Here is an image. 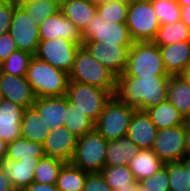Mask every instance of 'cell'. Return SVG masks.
I'll use <instances>...</instances> for the list:
<instances>
[{
  "instance_id": "obj_1",
  "label": "cell",
  "mask_w": 190,
  "mask_h": 191,
  "mask_svg": "<svg viewBox=\"0 0 190 191\" xmlns=\"http://www.w3.org/2000/svg\"><path fill=\"white\" fill-rule=\"evenodd\" d=\"M170 75L118 76L115 96L128 106L146 111L168 99Z\"/></svg>"
},
{
  "instance_id": "obj_2",
  "label": "cell",
  "mask_w": 190,
  "mask_h": 191,
  "mask_svg": "<svg viewBox=\"0 0 190 191\" xmlns=\"http://www.w3.org/2000/svg\"><path fill=\"white\" fill-rule=\"evenodd\" d=\"M35 97L64 96L67 93L69 74L33 56L26 72Z\"/></svg>"
},
{
  "instance_id": "obj_3",
  "label": "cell",
  "mask_w": 190,
  "mask_h": 191,
  "mask_svg": "<svg viewBox=\"0 0 190 191\" xmlns=\"http://www.w3.org/2000/svg\"><path fill=\"white\" fill-rule=\"evenodd\" d=\"M69 81L88 84L109 91L113 96L116 92L117 77L82 45L76 52Z\"/></svg>"
},
{
  "instance_id": "obj_4",
  "label": "cell",
  "mask_w": 190,
  "mask_h": 191,
  "mask_svg": "<svg viewBox=\"0 0 190 191\" xmlns=\"http://www.w3.org/2000/svg\"><path fill=\"white\" fill-rule=\"evenodd\" d=\"M168 75L161 57L159 46L153 41L133 42L129 49L125 71L120 76L147 77Z\"/></svg>"
},
{
  "instance_id": "obj_5",
  "label": "cell",
  "mask_w": 190,
  "mask_h": 191,
  "mask_svg": "<svg viewBox=\"0 0 190 191\" xmlns=\"http://www.w3.org/2000/svg\"><path fill=\"white\" fill-rule=\"evenodd\" d=\"M136 108L122 103L115 95L106 103L94 123V129L107 141L127 136L132 115Z\"/></svg>"
},
{
  "instance_id": "obj_6",
  "label": "cell",
  "mask_w": 190,
  "mask_h": 191,
  "mask_svg": "<svg viewBox=\"0 0 190 191\" xmlns=\"http://www.w3.org/2000/svg\"><path fill=\"white\" fill-rule=\"evenodd\" d=\"M126 24L133 42L153 41L160 22L151 0H131Z\"/></svg>"
},
{
  "instance_id": "obj_7",
  "label": "cell",
  "mask_w": 190,
  "mask_h": 191,
  "mask_svg": "<svg viewBox=\"0 0 190 191\" xmlns=\"http://www.w3.org/2000/svg\"><path fill=\"white\" fill-rule=\"evenodd\" d=\"M107 142L95 129L79 137L71 163L89 173L101 172L105 167Z\"/></svg>"
},
{
  "instance_id": "obj_8",
  "label": "cell",
  "mask_w": 190,
  "mask_h": 191,
  "mask_svg": "<svg viewBox=\"0 0 190 191\" xmlns=\"http://www.w3.org/2000/svg\"><path fill=\"white\" fill-rule=\"evenodd\" d=\"M66 96L95 123L113 95L95 86L69 81Z\"/></svg>"
},
{
  "instance_id": "obj_9",
  "label": "cell",
  "mask_w": 190,
  "mask_h": 191,
  "mask_svg": "<svg viewBox=\"0 0 190 191\" xmlns=\"http://www.w3.org/2000/svg\"><path fill=\"white\" fill-rule=\"evenodd\" d=\"M82 42H106L120 46H132L126 23L104 22L98 12L81 32Z\"/></svg>"
},
{
  "instance_id": "obj_10",
  "label": "cell",
  "mask_w": 190,
  "mask_h": 191,
  "mask_svg": "<svg viewBox=\"0 0 190 191\" xmlns=\"http://www.w3.org/2000/svg\"><path fill=\"white\" fill-rule=\"evenodd\" d=\"M80 46L64 38L40 40L35 56L69 74Z\"/></svg>"
},
{
  "instance_id": "obj_11",
  "label": "cell",
  "mask_w": 190,
  "mask_h": 191,
  "mask_svg": "<svg viewBox=\"0 0 190 191\" xmlns=\"http://www.w3.org/2000/svg\"><path fill=\"white\" fill-rule=\"evenodd\" d=\"M39 25L36 20L16 4L9 28V33L16 43L17 49L35 56L40 43Z\"/></svg>"
},
{
  "instance_id": "obj_12",
  "label": "cell",
  "mask_w": 190,
  "mask_h": 191,
  "mask_svg": "<svg viewBox=\"0 0 190 191\" xmlns=\"http://www.w3.org/2000/svg\"><path fill=\"white\" fill-rule=\"evenodd\" d=\"M186 135L184 124L158 130L151 149L164 163L181 161L184 158Z\"/></svg>"
},
{
  "instance_id": "obj_13",
  "label": "cell",
  "mask_w": 190,
  "mask_h": 191,
  "mask_svg": "<svg viewBox=\"0 0 190 191\" xmlns=\"http://www.w3.org/2000/svg\"><path fill=\"white\" fill-rule=\"evenodd\" d=\"M83 46L116 77L124 73L129 49L132 46H120L106 42H84Z\"/></svg>"
},
{
  "instance_id": "obj_14",
  "label": "cell",
  "mask_w": 190,
  "mask_h": 191,
  "mask_svg": "<svg viewBox=\"0 0 190 191\" xmlns=\"http://www.w3.org/2000/svg\"><path fill=\"white\" fill-rule=\"evenodd\" d=\"M77 142L78 137L66 126H63L50 131L42 145L47 157L71 163Z\"/></svg>"
},
{
  "instance_id": "obj_15",
  "label": "cell",
  "mask_w": 190,
  "mask_h": 191,
  "mask_svg": "<svg viewBox=\"0 0 190 191\" xmlns=\"http://www.w3.org/2000/svg\"><path fill=\"white\" fill-rule=\"evenodd\" d=\"M40 40L64 38L83 45L80 30L74 23L64 17L61 11L46 18L38 28Z\"/></svg>"
},
{
  "instance_id": "obj_16",
  "label": "cell",
  "mask_w": 190,
  "mask_h": 191,
  "mask_svg": "<svg viewBox=\"0 0 190 191\" xmlns=\"http://www.w3.org/2000/svg\"><path fill=\"white\" fill-rule=\"evenodd\" d=\"M0 89L4 99L12 101L25 109L34 104L36 97L26 76L6 74L0 70Z\"/></svg>"
},
{
  "instance_id": "obj_17",
  "label": "cell",
  "mask_w": 190,
  "mask_h": 191,
  "mask_svg": "<svg viewBox=\"0 0 190 191\" xmlns=\"http://www.w3.org/2000/svg\"><path fill=\"white\" fill-rule=\"evenodd\" d=\"M168 75H183L190 66V40L159 47Z\"/></svg>"
},
{
  "instance_id": "obj_18",
  "label": "cell",
  "mask_w": 190,
  "mask_h": 191,
  "mask_svg": "<svg viewBox=\"0 0 190 191\" xmlns=\"http://www.w3.org/2000/svg\"><path fill=\"white\" fill-rule=\"evenodd\" d=\"M43 117L50 131L65 124L67 96L36 97L32 105Z\"/></svg>"
},
{
  "instance_id": "obj_19",
  "label": "cell",
  "mask_w": 190,
  "mask_h": 191,
  "mask_svg": "<svg viewBox=\"0 0 190 191\" xmlns=\"http://www.w3.org/2000/svg\"><path fill=\"white\" fill-rule=\"evenodd\" d=\"M158 129L146 113L136 109L132 115L127 136L140 148L151 149Z\"/></svg>"
},
{
  "instance_id": "obj_20",
  "label": "cell",
  "mask_w": 190,
  "mask_h": 191,
  "mask_svg": "<svg viewBox=\"0 0 190 191\" xmlns=\"http://www.w3.org/2000/svg\"><path fill=\"white\" fill-rule=\"evenodd\" d=\"M25 108L3 99L0 103V138L7 143L21 137L20 125Z\"/></svg>"
},
{
  "instance_id": "obj_21",
  "label": "cell",
  "mask_w": 190,
  "mask_h": 191,
  "mask_svg": "<svg viewBox=\"0 0 190 191\" xmlns=\"http://www.w3.org/2000/svg\"><path fill=\"white\" fill-rule=\"evenodd\" d=\"M41 158L8 161L0 164L16 191H22L34 182V170Z\"/></svg>"
},
{
  "instance_id": "obj_22",
  "label": "cell",
  "mask_w": 190,
  "mask_h": 191,
  "mask_svg": "<svg viewBox=\"0 0 190 191\" xmlns=\"http://www.w3.org/2000/svg\"><path fill=\"white\" fill-rule=\"evenodd\" d=\"M60 11L82 32L97 13V6L89 0H60Z\"/></svg>"
},
{
  "instance_id": "obj_23",
  "label": "cell",
  "mask_w": 190,
  "mask_h": 191,
  "mask_svg": "<svg viewBox=\"0 0 190 191\" xmlns=\"http://www.w3.org/2000/svg\"><path fill=\"white\" fill-rule=\"evenodd\" d=\"M140 148L128 137L108 141L105 155V166L129 165L130 160Z\"/></svg>"
},
{
  "instance_id": "obj_24",
  "label": "cell",
  "mask_w": 190,
  "mask_h": 191,
  "mask_svg": "<svg viewBox=\"0 0 190 191\" xmlns=\"http://www.w3.org/2000/svg\"><path fill=\"white\" fill-rule=\"evenodd\" d=\"M164 165L165 163L152 149H140L129 162V168L136 181H141L153 176Z\"/></svg>"
},
{
  "instance_id": "obj_25",
  "label": "cell",
  "mask_w": 190,
  "mask_h": 191,
  "mask_svg": "<svg viewBox=\"0 0 190 191\" xmlns=\"http://www.w3.org/2000/svg\"><path fill=\"white\" fill-rule=\"evenodd\" d=\"M21 137L29 141L43 143L50 132L43 117L33 107L25 109L20 125Z\"/></svg>"
},
{
  "instance_id": "obj_26",
  "label": "cell",
  "mask_w": 190,
  "mask_h": 191,
  "mask_svg": "<svg viewBox=\"0 0 190 191\" xmlns=\"http://www.w3.org/2000/svg\"><path fill=\"white\" fill-rule=\"evenodd\" d=\"M167 100L184 118L190 115V83L184 75L170 76Z\"/></svg>"
},
{
  "instance_id": "obj_27",
  "label": "cell",
  "mask_w": 190,
  "mask_h": 191,
  "mask_svg": "<svg viewBox=\"0 0 190 191\" xmlns=\"http://www.w3.org/2000/svg\"><path fill=\"white\" fill-rule=\"evenodd\" d=\"M146 113L158 130L184 124V116L168 100L146 110Z\"/></svg>"
},
{
  "instance_id": "obj_28",
  "label": "cell",
  "mask_w": 190,
  "mask_h": 191,
  "mask_svg": "<svg viewBox=\"0 0 190 191\" xmlns=\"http://www.w3.org/2000/svg\"><path fill=\"white\" fill-rule=\"evenodd\" d=\"M45 152L42 143L29 141L23 137L8 143L6 160L20 161L34 158H44Z\"/></svg>"
},
{
  "instance_id": "obj_29",
  "label": "cell",
  "mask_w": 190,
  "mask_h": 191,
  "mask_svg": "<svg viewBox=\"0 0 190 191\" xmlns=\"http://www.w3.org/2000/svg\"><path fill=\"white\" fill-rule=\"evenodd\" d=\"M88 173L72 163H64L58 174L57 189L59 191H83Z\"/></svg>"
},
{
  "instance_id": "obj_30",
  "label": "cell",
  "mask_w": 190,
  "mask_h": 191,
  "mask_svg": "<svg viewBox=\"0 0 190 191\" xmlns=\"http://www.w3.org/2000/svg\"><path fill=\"white\" fill-rule=\"evenodd\" d=\"M184 40H190V29L179 20L172 24L160 25L153 42L160 47Z\"/></svg>"
},
{
  "instance_id": "obj_31",
  "label": "cell",
  "mask_w": 190,
  "mask_h": 191,
  "mask_svg": "<svg viewBox=\"0 0 190 191\" xmlns=\"http://www.w3.org/2000/svg\"><path fill=\"white\" fill-rule=\"evenodd\" d=\"M65 120L64 126L78 138L94 130V122L68 98Z\"/></svg>"
},
{
  "instance_id": "obj_32",
  "label": "cell",
  "mask_w": 190,
  "mask_h": 191,
  "mask_svg": "<svg viewBox=\"0 0 190 191\" xmlns=\"http://www.w3.org/2000/svg\"><path fill=\"white\" fill-rule=\"evenodd\" d=\"M27 15L40 25L46 18L60 11V0H37L31 2H17Z\"/></svg>"
},
{
  "instance_id": "obj_33",
  "label": "cell",
  "mask_w": 190,
  "mask_h": 191,
  "mask_svg": "<svg viewBox=\"0 0 190 191\" xmlns=\"http://www.w3.org/2000/svg\"><path fill=\"white\" fill-rule=\"evenodd\" d=\"M100 173L113 191L118 188L131 187V182L136 180L129 165L105 166Z\"/></svg>"
},
{
  "instance_id": "obj_34",
  "label": "cell",
  "mask_w": 190,
  "mask_h": 191,
  "mask_svg": "<svg viewBox=\"0 0 190 191\" xmlns=\"http://www.w3.org/2000/svg\"><path fill=\"white\" fill-rule=\"evenodd\" d=\"M64 162L52 157L41 158L34 170V182L56 184L59 171Z\"/></svg>"
},
{
  "instance_id": "obj_35",
  "label": "cell",
  "mask_w": 190,
  "mask_h": 191,
  "mask_svg": "<svg viewBox=\"0 0 190 191\" xmlns=\"http://www.w3.org/2000/svg\"><path fill=\"white\" fill-rule=\"evenodd\" d=\"M129 0L112 1L100 6H97V12L107 23H126Z\"/></svg>"
},
{
  "instance_id": "obj_36",
  "label": "cell",
  "mask_w": 190,
  "mask_h": 191,
  "mask_svg": "<svg viewBox=\"0 0 190 191\" xmlns=\"http://www.w3.org/2000/svg\"><path fill=\"white\" fill-rule=\"evenodd\" d=\"M160 25L172 24L181 20L182 7L177 0H151Z\"/></svg>"
},
{
  "instance_id": "obj_37",
  "label": "cell",
  "mask_w": 190,
  "mask_h": 191,
  "mask_svg": "<svg viewBox=\"0 0 190 191\" xmlns=\"http://www.w3.org/2000/svg\"><path fill=\"white\" fill-rule=\"evenodd\" d=\"M32 57L33 55L27 52L16 50L0 64V70L6 74L25 76Z\"/></svg>"
},
{
  "instance_id": "obj_38",
  "label": "cell",
  "mask_w": 190,
  "mask_h": 191,
  "mask_svg": "<svg viewBox=\"0 0 190 191\" xmlns=\"http://www.w3.org/2000/svg\"><path fill=\"white\" fill-rule=\"evenodd\" d=\"M164 166L169 176L170 191H190V176L181 161L167 162Z\"/></svg>"
},
{
  "instance_id": "obj_39",
  "label": "cell",
  "mask_w": 190,
  "mask_h": 191,
  "mask_svg": "<svg viewBox=\"0 0 190 191\" xmlns=\"http://www.w3.org/2000/svg\"><path fill=\"white\" fill-rule=\"evenodd\" d=\"M148 191H170L167 168L163 166L153 176L139 181Z\"/></svg>"
},
{
  "instance_id": "obj_40",
  "label": "cell",
  "mask_w": 190,
  "mask_h": 191,
  "mask_svg": "<svg viewBox=\"0 0 190 191\" xmlns=\"http://www.w3.org/2000/svg\"><path fill=\"white\" fill-rule=\"evenodd\" d=\"M16 4L15 0H0V35L9 32Z\"/></svg>"
},
{
  "instance_id": "obj_41",
  "label": "cell",
  "mask_w": 190,
  "mask_h": 191,
  "mask_svg": "<svg viewBox=\"0 0 190 191\" xmlns=\"http://www.w3.org/2000/svg\"><path fill=\"white\" fill-rule=\"evenodd\" d=\"M83 191H113L100 172L88 173Z\"/></svg>"
},
{
  "instance_id": "obj_42",
  "label": "cell",
  "mask_w": 190,
  "mask_h": 191,
  "mask_svg": "<svg viewBox=\"0 0 190 191\" xmlns=\"http://www.w3.org/2000/svg\"><path fill=\"white\" fill-rule=\"evenodd\" d=\"M18 50L9 32L0 35V64L14 51Z\"/></svg>"
},
{
  "instance_id": "obj_43",
  "label": "cell",
  "mask_w": 190,
  "mask_h": 191,
  "mask_svg": "<svg viewBox=\"0 0 190 191\" xmlns=\"http://www.w3.org/2000/svg\"><path fill=\"white\" fill-rule=\"evenodd\" d=\"M22 191H59L56 184H45L33 182L30 186L24 188Z\"/></svg>"
},
{
  "instance_id": "obj_44",
  "label": "cell",
  "mask_w": 190,
  "mask_h": 191,
  "mask_svg": "<svg viewBox=\"0 0 190 191\" xmlns=\"http://www.w3.org/2000/svg\"><path fill=\"white\" fill-rule=\"evenodd\" d=\"M0 191H16L8 179L6 172L0 166Z\"/></svg>"
},
{
  "instance_id": "obj_45",
  "label": "cell",
  "mask_w": 190,
  "mask_h": 191,
  "mask_svg": "<svg viewBox=\"0 0 190 191\" xmlns=\"http://www.w3.org/2000/svg\"><path fill=\"white\" fill-rule=\"evenodd\" d=\"M180 17H181V20L190 29V5L182 7Z\"/></svg>"
},
{
  "instance_id": "obj_46",
  "label": "cell",
  "mask_w": 190,
  "mask_h": 191,
  "mask_svg": "<svg viewBox=\"0 0 190 191\" xmlns=\"http://www.w3.org/2000/svg\"><path fill=\"white\" fill-rule=\"evenodd\" d=\"M8 143L0 138V164L6 160Z\"/></svg>"
},
{
  "instance_id": "obj_47",
  "label": "cell",
  "mask_w": 190,
  "mask_h": 191,
  "mask_svg": "<svg viewBox=\"0 0 190 191\" xmlns=\"http://www.w3.org/2000/svg\"><path fill=\"white\" fill-rule=\"evenodd\" d=\"M184 157H190V135H186Z\"/></svg>"
},
{
  "instance_id": "obj_48",
  "label": "cell",
  "mask_w": 190,
  "mask_h": 191,
  "mask_svg": "<svg viewBox=\"0 0 190 191\" xmlns=\"http://www.w3.org/2000/svg\"><path fill=\"white\" fill-rule=\"evenodd\" d=\"M138 183H139V181L135 180L134 182H131V187L118 188L115 191H135Z\"/></svg>"
},
{
  "instance_id": "obj_49",
  "label": "cell",
  "mask_w": 190,
  "mask_h": 191,
  "mask_svg": "<svg viewBox=\"0 0 190 191\" xmlns=\"http://www.w3.org/2000/svg\"><path fill=\"white\" fill-rule=\"evenodd\" d=\"M181 162L184 164V167L190 176V157H184Z\"/></svg>"
},
{
  "instance_id": "obj_50",
  "label": "cell",
  "mask_w": 190,
  "mask_h": 191,
  "mask_svg": "<svg viewBox=\"0 0 190 191\" xmlns=\"http://www.w3.org/2000/svg\"><path fill=\"white\" fill-rule=\"evenodd\" d=\"M184 126L186 129L187 135H190V115L184 118Z\"/></svg>"
},
{
  "instance_id": "obj_51",
  "label": "cell",
  "mask_w": 190,
  "mask_h": 191,
  "mask_svg": "<svg viewBox=\"0 0 190 191\" xmlns=\"http://www.w3.org/2000/svg\"><path fill=\"white\" fill-rule=\"evenodd\" d=\"M89 1H91L96 6H100V5H103L112 1H117V0H89Z\"/></svg>"
},
{
  "instance_id": "obj_52",
  "label": "cell",
  "mask_w": 190,
  "mask_h": 191,
  "mask_svg": "<svg viewBox=\"0 0 190 191\" xmlns=\"http://www.w3.org/2000/svg\"><path fill=\"white\" fill-rule=\"evenodd\" d=\"M177 2L181 7L190 5V0H177Z\"/></svg>"
},
{
  "instance_id": "obj_53",
  "label": "cell",
  "mask_w": 190,
  "mask_h": 191,
  "mask_svg": "<svg viewBox=\"0 0 190 191\" xmlns=\"http://www.w3.org/2000/svg\"><path fill=\"white\" fill-rule=\"evenodd\" d=\"M185 78L189 81L190 83V66L186 69L185 73L183 74Z\"/></svg>"
},
{
  "instance_id": "obj_54",
  "label": "cell",
  "mask_w": 190,
  "mask_h": 191,
  "mask_svg": "<svg viewBox=\"0 0 190 191\" xmlns=\"http://www.w3.org/2000/svg\"><path fill=\"white\" fill-rule=\"evenodd\" d=\"M135 191H148L140 183L137 184Z\"/></svg>"
},
{
  "instance_id": "obj_55",
  "label": "cell",
  "mask_w": 190,
  "mask_h": 191,
  "mask_svg": "<svg viewBox=\"0 0 190 191\" xmlns=\"http://www.w3.org/2000/svg\"><path fill=\"white\" fill-rule=\"evenodd\" d=\"M16 2H31V1H37V0H15Z\"/></svg>"
},
{
  "instance_id": "obj_56",
  "label": "cell",
  "mask_w": 190,
  "mask_h": 191,
  "mask_svg": "<svg viewBox=\"0 0 190 191\" xmlns=\"http://www.w3.org/2000/svg\"><path fill=\"white\" fill-rule=\"evenodd\" d=\"M3 99H4L3 93H2V91H1V89H0V103L3 101Z\"/></svg>"
}]
</instances>
